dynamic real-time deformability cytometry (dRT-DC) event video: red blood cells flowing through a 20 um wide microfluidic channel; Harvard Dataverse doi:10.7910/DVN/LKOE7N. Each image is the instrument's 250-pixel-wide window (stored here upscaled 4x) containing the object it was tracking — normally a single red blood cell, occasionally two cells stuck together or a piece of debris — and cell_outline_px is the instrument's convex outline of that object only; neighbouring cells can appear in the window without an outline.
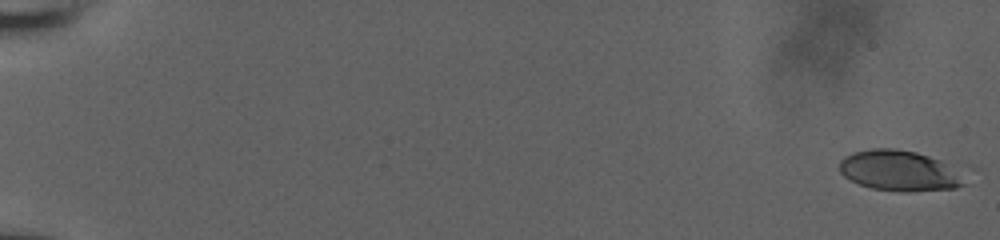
{"species": "human", "species_latin": "Homo sapiens", "temperature_condition": "room temperature", "stored_images_in_passage": 57, "camera_frame_rate_fps": 3000, "um_per_image_px": 0.085, "donor": {"sex": "male"}, "frame": {"image": 1, "passage_image": 1, "time_ms": 0.0, "image_size_px": [1000, 240], "cell_outline_px": [[980, 168], [968, 184], [956, 188], [908, 192], [904, 192], [872, 188], [860, 184], [844, 176], [840, 172], [840, 160], [844, 156], [852, 152], [872, 148], [896, 148], [916, 152], [968, 164]], "centroid_in_image_um": [76.91, 14.49], "position_along_channel_um": 8.1, "area_um2": 32.48}}
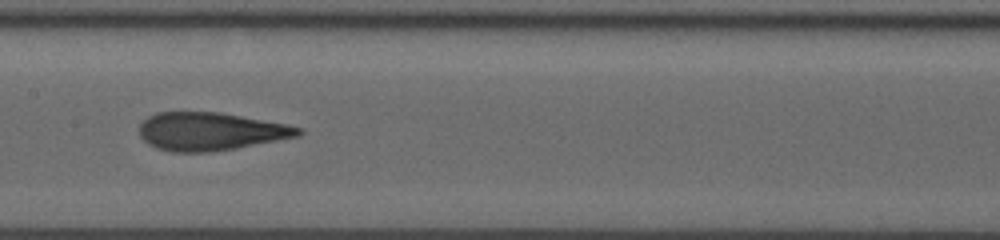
{"frame": {"image": 2, "passage_image": 32, "time_ms": 10.333, "image_size_px": [1000, 240], "cell_outline_px": [[304, 132], [300, 136], [236, 148], [208, 152], [172, 152], [156, 148], [148, 144], [140, 136], [140, 124], [148, 116], [156, 112], [220, 112], [288, 124], [304, 128]], "centroid_in_image_um": [17.92, 11.17], "position_along_channel_um": 189.5, "area_um2": 35.43}}
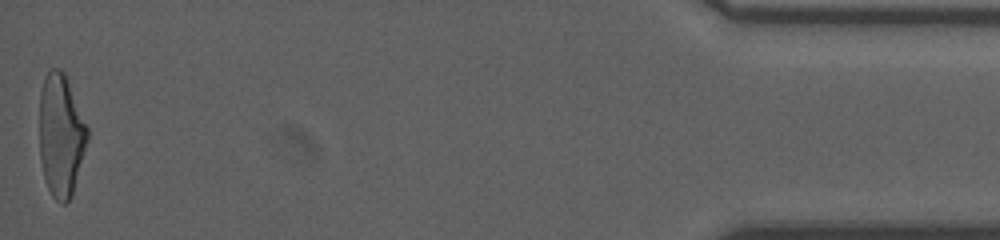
{"frame": {"image": 3, "passage_image": 57, "time_ms": 18.667, "image_size_px": [1000, 240], "cell_outline_px": [[88, 140], [72, 196], [64, 204], [60, 204], [52, 196], [44, 180], [40, 160], [40, 92], [44, 76], [48, 68], [60, 68], [64, 72], [88, 128]], "centroid_in_image_um": [5.17, 11.5], "position_along_channel_um": 430.0, "area_um2": 34.45}, "authors_computed_cell_mechanics": {"area_um2": 34.68, "velocity_mm_per_s": 3.885, "shape_relaxation_time_tau1_ms": 5.5434, "shape_relaxation_time_tau2_ms": 1.197, "deformation_change_tau1": 0.2223, "deformation_change_tau2": 0.1117}}